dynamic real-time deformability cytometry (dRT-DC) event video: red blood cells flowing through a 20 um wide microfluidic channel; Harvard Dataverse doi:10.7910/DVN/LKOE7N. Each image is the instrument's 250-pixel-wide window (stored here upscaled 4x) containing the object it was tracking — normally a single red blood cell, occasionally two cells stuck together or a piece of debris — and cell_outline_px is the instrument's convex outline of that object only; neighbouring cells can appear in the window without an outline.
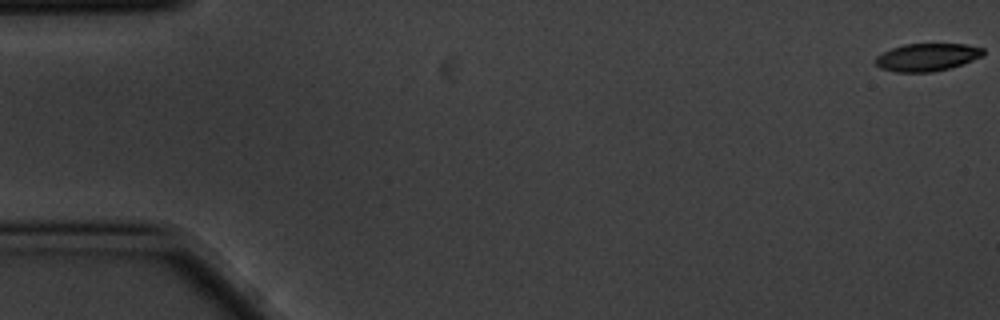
{"species": "common noctule bat (a hibernating species)", "species_latin": "Nyctalus noctula", "temperature_condition": "cold", "stored_images_in_passage": 6, "camera_frame_rate_fps": 3000, "um_per_image_px": 0.085, "animal": {"sex": "male", "body_mass_g": 20.1, "forearm_length_mm": 53.5}, "frame": {"image": 1, "passage_image": 1, "time_ms": 0.0, "image_size_px": [1000, 320], "cell_outline_px": [[984, 56], [948, 68], [932, 72], [896, 72], [880, 68], [876, 64], [876, 56], [892, 48], [904, 44], [968, 44], [984, 48]], "centroid_in_image_um": [78.81, 4.85], "position_along_channel_um": 6.2, "area_um2": 17.28}}
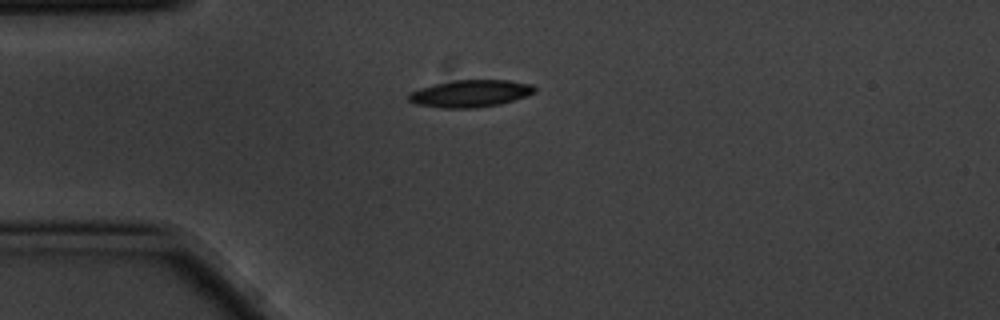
{"frame": {"image": 2, "passage_image": 5, "time_ms": 1.333, "image_size_px": [1000, 320], "cell_outline_px": [[536, 92], [500, 104], [476, 108], [440, 108], [416, 104], [408, 100], [408, 92], [420, 88], [436, 84], [456, 80], [508, 80], [532, 84], [536, 88]], "centroid_in_image_um": [39.96, 7.95], "position_along_channel_um": 45.0, "area_um2": 19.88}}
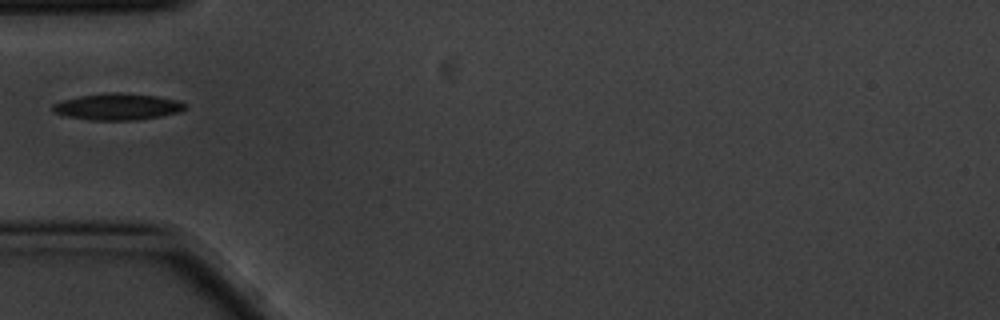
{"frame": {"image": 3, "passage_image": 6, "time_ms": 1.667, "image_size_px": [1000, 320], "cell_outline_px": [[184, 108], [180, 112], [160, 116], [136, 120], [88, 120], [64, 116], [52, 112], [52, 104], [64, 100], [80, 96], [112, 92], [120, 92], [156, 96], [180, 100], [184, 104]], "centroid_in_image_um": [9.96, 9.07], "position_along_channel_um": 75.0, "area_um2": 20.46}}